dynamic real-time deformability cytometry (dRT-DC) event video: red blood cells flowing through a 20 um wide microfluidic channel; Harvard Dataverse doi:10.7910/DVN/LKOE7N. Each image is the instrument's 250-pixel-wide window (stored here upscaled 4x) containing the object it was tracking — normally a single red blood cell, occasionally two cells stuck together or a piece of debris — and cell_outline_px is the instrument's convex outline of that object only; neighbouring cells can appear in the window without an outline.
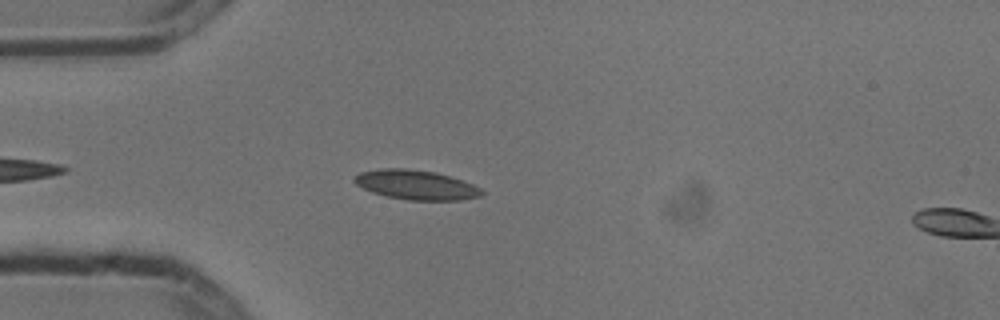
{"species": "common noctule bat (a hibernating species)", "species_latin": "Nyctalus noctula", "temperature_condition": "cold", "stored_images_in_passage": 5, "camera_frame_rate_fps": 3000, "um_per_image_px": 0.085, "animal": {"sex": "male", "body_mass_g": 13.3}, "frame": {"image": 1, "passage_image": 4, "time_ms": 1.0, "image_size_px": [1000, 320], "cell_outline_px": [[484, 192], [480, 196], [460, 200], [408, 200], [388, 196], [372, 192], [356, 184], [352, 180], [360, 172], [380, 168], [408, 168], [432, 172], [448, 176], [472, 184], [480, 188]], "centroid_in_image_um": [35.34, 15.71], "position_along_channel_um": 49.7, "area_um2": 21.62}}